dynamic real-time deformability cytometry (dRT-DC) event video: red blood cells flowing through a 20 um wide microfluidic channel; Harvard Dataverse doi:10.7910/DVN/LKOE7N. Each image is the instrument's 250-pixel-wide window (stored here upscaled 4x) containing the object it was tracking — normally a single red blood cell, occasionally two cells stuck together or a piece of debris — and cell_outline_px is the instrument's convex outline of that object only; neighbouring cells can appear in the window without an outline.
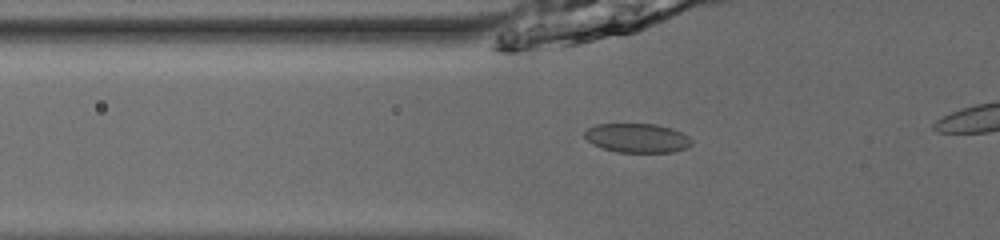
{"species": "common noctule bat (a hibernating species)", "species_latin": "Nyctalus noctula", "temperature_condition": "room temperature", "stored_images_in_passage": 17, "camera_frame_rate_fps": 3000, "um_per_image_px": 0.085, "animal": {"sex": "male", "body_mass_g": 13.0, "forearm_length_mm": 53.1}, "frame": {"image": 1, "passage_image": 15, "time_ms": 4.667, "image_size_px": [1000, 240], "cell_outline_px": [[692, 144], [688, 148], [672, 152], [616, 152], [592, 144], [584, 136], [584, 132], [588, 128], [596, 124], [656, 124], [672, 128], [688, 136], [692, 140]], "centroid_in_image_um": [54.18, 11.73], "position_along_channel_um": 71.6, "area_um2": 18.21}}